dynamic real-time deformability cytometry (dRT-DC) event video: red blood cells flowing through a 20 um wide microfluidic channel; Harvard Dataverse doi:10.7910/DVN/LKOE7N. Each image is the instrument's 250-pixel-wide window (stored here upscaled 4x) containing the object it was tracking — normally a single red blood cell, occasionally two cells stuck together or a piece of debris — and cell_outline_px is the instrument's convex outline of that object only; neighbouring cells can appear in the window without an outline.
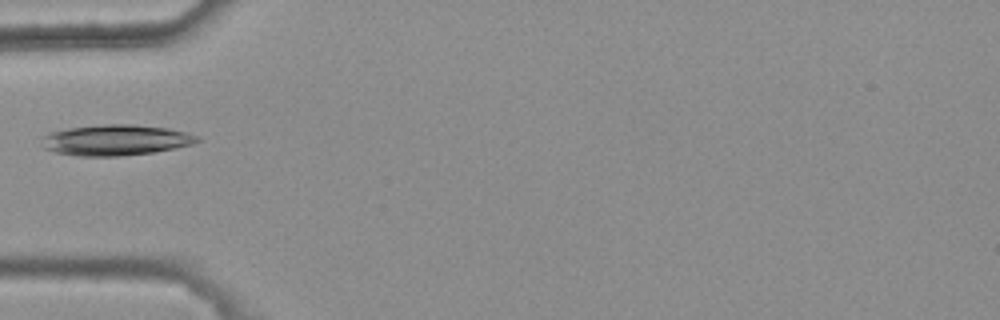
{"species": "common noctule bat (a hibernating species)", "species_latin": "Nyctalus noctula", "temperature_condition": "warm", "stored_images_in_passage": 3, "camera_frame_rate_fps": 3000, "um_per_image_px": 0.085, "animal": {"sex": "female", "body_mass_g": 25.1}, "frame": {"image": 1, "passage_image": 3, "time_ms": 0.667, "image_size_px": [1000, 320], "cell_outline_px": [[200, 140], [192, 144], [152, 152], [120, 156], [76, 156], [56, 152], [44, 148], [40, 136], [48, 132], [68, 128], [104, 124], [132, 124], [168, 128], [200, 136]], "centroid_in_image_um": [9.78, 11.9], "position_along_channel_um": 75.2, "area_um2": 27.86}}